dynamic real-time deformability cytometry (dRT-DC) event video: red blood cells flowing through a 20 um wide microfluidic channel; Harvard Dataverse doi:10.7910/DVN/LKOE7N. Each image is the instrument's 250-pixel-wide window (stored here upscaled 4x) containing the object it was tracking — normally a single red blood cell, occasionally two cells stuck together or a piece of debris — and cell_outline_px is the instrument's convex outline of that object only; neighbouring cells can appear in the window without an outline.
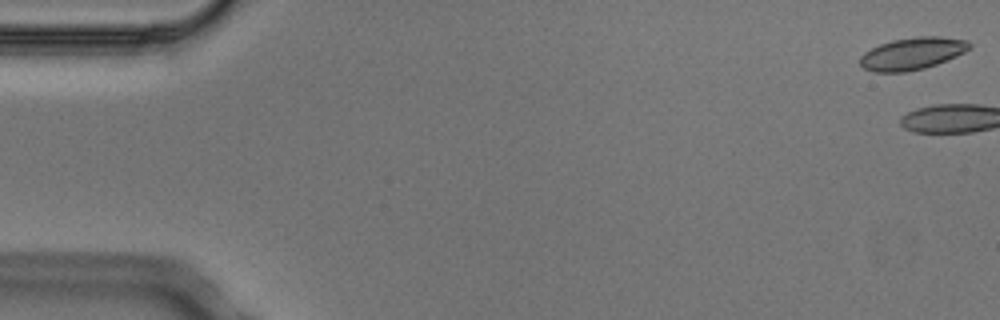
{"species": "Egyptian fruit bat (a non-hibernating species)", "species_latin": "Rousettus aegyptiacus", "temperature_condition": "cold", "stored_images_in_passage": 6, "camera_frame_rate_fps": 3000, "um_per_image_px": 0.085, "animal": {"sex": "male"}, "frame": {"image": 1, "passage_image": 1, "time_ms": 0.0, "image_size_px": [1000, 320], "cell_outline_px": [[972, 48], [956, 56], [936, 64], [924, 68], [908, 72], [872, 72], [864, 68], [860, 64], [860, 56], [864, 52], [880, 44], [892, 40], [916, 36], [940, 36], [968, 40], [972, 44]], "centroid_in_image_um": [77.56, 4.55], "position_along_channel_um": 7.4, "area_um2": 20.69}}
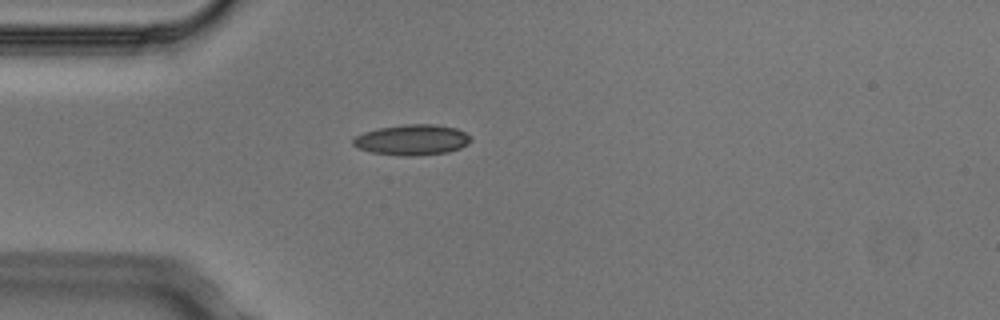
{"frame": {"image": 2, "passage_image": 5, "time_ms": 1.333, "image_size_px": [1000, 320], "cell_outline_px": [[472, 140], [468, 144], [460, 148], [448, 152], [412, 156], [404, 156], [372, 152], [360, 148], [352, 144], [352, 140], [356, 136], [364, 132], [380, 128], [404, 124], [436, 124], [456, 128], [472, 136]], "centroid_in_image_um": [35.07, 11.88], "position_along_channel_um": 49.9, "area_um2": 20.92}}